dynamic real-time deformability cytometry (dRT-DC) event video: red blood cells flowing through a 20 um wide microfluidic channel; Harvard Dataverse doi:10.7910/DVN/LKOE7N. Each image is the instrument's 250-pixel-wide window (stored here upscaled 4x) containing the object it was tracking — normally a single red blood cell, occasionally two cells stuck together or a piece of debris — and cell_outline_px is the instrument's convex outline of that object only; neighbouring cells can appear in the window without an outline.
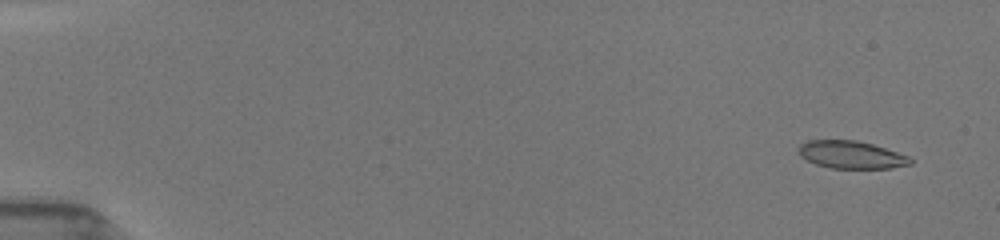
{"species": "common noctule bat (a hibernating species)", "species_latin": "Nyctalus noctula", "temperature_condition": "room temperature", "stored_images_in_passage": 53, "camera_frame_rate_fps": 3000, "um_per_image_px": 0.085, "animal": {"sex": "female", "body_mass_g": 19.5, "forearm_length_mm": 54.1}, "frame": {"image": 1, "passage_image": 4, "time_ms": 1.0, "image_size_px": [1000, 240], "cell_outline_px": [[912, 164], [892, 168], [832, 168], [816, 164], [800, 156], [800, 144], [808, 140], [856, 140], [872, 144], [908, 156], [912, 160]], "centroid_in_image_um": [72.36, 13.15], "position_along_channel_um": 12.6, "area_um2": 17.74}}
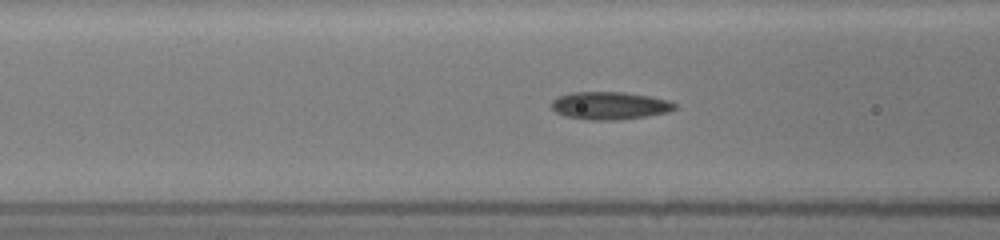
{"frame": {"image": 2, "passage_image": 23, "time_ms": 7.333, "image_size_px": [1000, 240], "cell_outline_px": [[676, 108], [668, 112], [644, 116], [616, 120], [588, 120], [564, 116], [556, 112], [552, 108], [552, 100], [560, 96], [572, 92], [624, 92], [648, 96], [668, 100], [676, 104]], "centroid_in_image_um": [51.81, 8.98], "position_along_channel_um": 114.8, "area_um2": 19.77}}
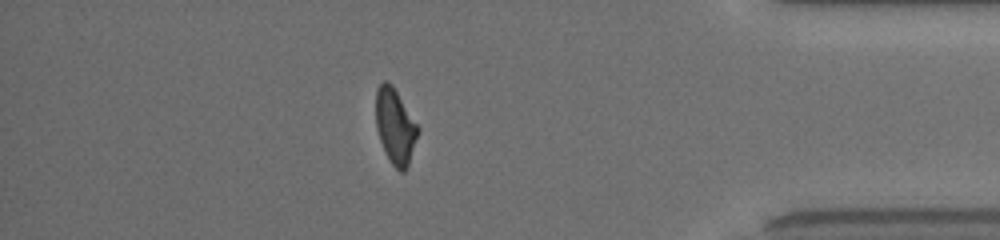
{"frame": {"image": 3, "passage_image": 47, "time_ms": 15.333, "image_size_px": [1000, 240], "cell_outline_px": [[420, 128], [408, 164], [404, 172], [400, 172], [392, 164], [384, 152], [376, 128], [376, 88], [384, 80], [388, 80], [392, 84]], "centroid_in_image_um": [33.58, 10.71], "position_along_channel_um": 401.6, "area_um2": 18.44}, "authors_computed_cell_mechanics": {"area_um2": 19.0162, "velocity_mm_per_s": 3.9605, "shape_relaxation_time_tau1_ms": 3.2693, "shape_relaxation_time_tau2_ms": 2.5238, "deformation_change_tau1": 0.1364, "deformation_change_tau2": 0.0922}}